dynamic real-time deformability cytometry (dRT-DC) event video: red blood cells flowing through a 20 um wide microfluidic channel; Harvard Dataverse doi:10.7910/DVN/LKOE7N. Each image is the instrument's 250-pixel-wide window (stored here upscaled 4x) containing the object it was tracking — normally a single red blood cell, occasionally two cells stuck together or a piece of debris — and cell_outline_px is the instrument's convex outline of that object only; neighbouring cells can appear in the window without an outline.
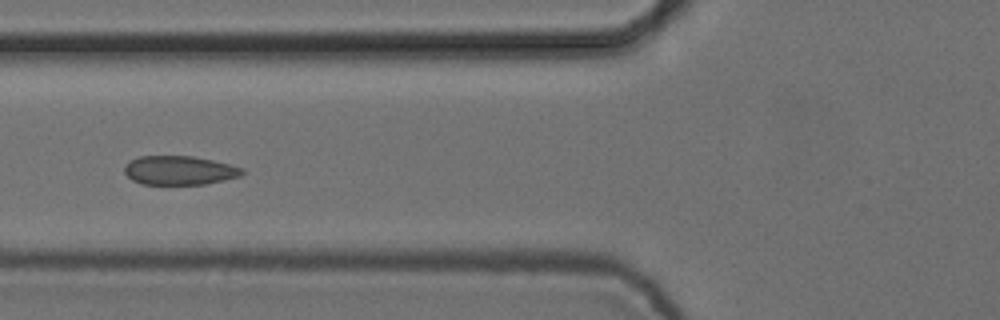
{"species": "common noctule bat (a hibernating species)", "species_latin": "Nyctalus noctula", "temperature_condition": "cold", "stored_images_in_passage": 4, "camera_frame_rate_fps": 3000, "um_per_image_px": 0.085, "animal": {"sex": "female", "body_mass_g": 24.6, "forearm_length_mm": 56.2}, "frame": {"image": 1, "passage_image": 2, "time_ms": 0.333, "image_size_px": [1000, 320], "cell_outline_px": [[244, 172], [240, 176], [224, 180], [204, 184], [140, 184], [132, 180], [124, 172], [124, 168], [132, 160], [140, 156], [192, 156], [212, 160], [244, 168]], "centroid_in_image_um": [15.26, 14.48], "position_along_channel_um": 110.5, "area_um2": 19.71}}
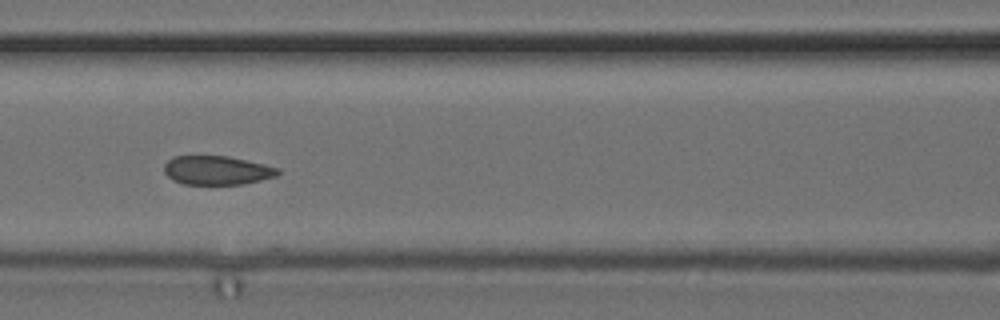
{"frame": {"image": 2, "passage_image": 3, "time_ms": 0.667, "image_size_px": [1000, 320], "cell_outline_px": [[280, 172], [276, 176], [244, 184], [184, 184], [172, 180], [164, 172], [164, 164], [172, 156], [228, 156], [264, 164], [280, 168]], "centroid_in_image_um": [18.43, 14.47], "position_along_channel_um": 148.2, "area_um2": 19.19}}
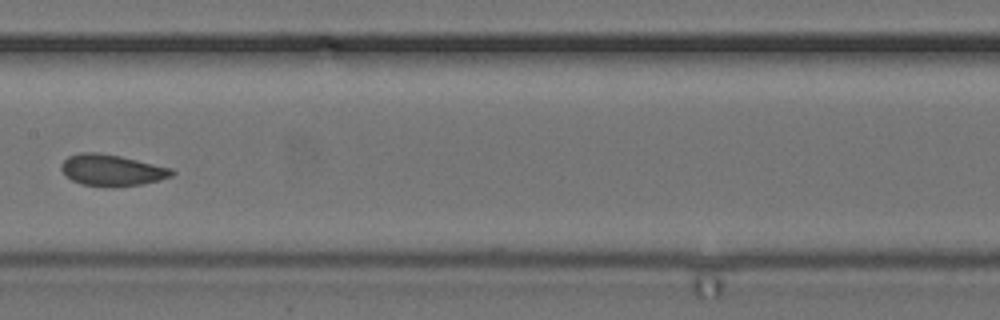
{"frame": {"image": 3, "passage_image": 4, "time_ms": 1.0, "image_size_px": [1000, 320], "cell_outline_px": [[176, 172], [172, 176], [160, 180], [140, 184], [112, 188], [80, 184], [72, 180], [60, 168], [60, 164], [68, 156], [80, 152], [96, 152], [120, 156], [172, 168]], "centroid_in_image_um": [9.51, 14.47], "position_along_channel_um": 197.9, "area_um2": 20.35}}